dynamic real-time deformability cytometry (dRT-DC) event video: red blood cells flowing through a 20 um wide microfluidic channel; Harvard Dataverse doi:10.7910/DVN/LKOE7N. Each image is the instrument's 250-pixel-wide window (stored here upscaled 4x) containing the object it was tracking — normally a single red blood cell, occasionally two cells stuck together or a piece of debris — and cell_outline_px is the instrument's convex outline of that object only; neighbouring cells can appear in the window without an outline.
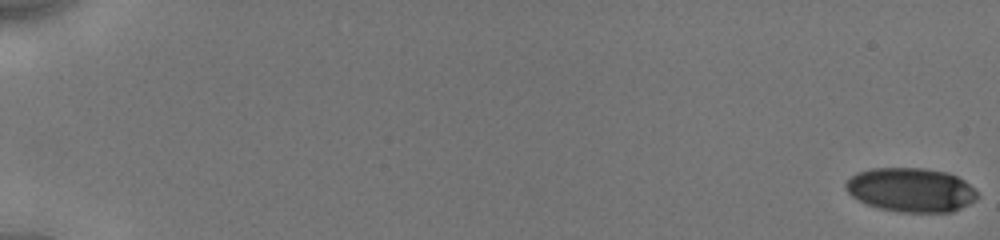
{"species": "human", "species_latin": "Homo sapiens", "temperature_condition": "cold", "stored_images_in_passage": 55, "camera_frame_rate_fps": 3000, "um_per_image_px": 0.085, "donor": {"sex": "male"}, "frame": {"image": 1, "passage_image": 1, "time_ms": 0.0, "image_size_px": [1000, 240], "cell_outline_px": [[980, 196], [976, 200], [952, 212], [900, 212], [880, 208], [868, 204], [852, 196], [844, 188], [844, 184], [856, 172], [872, 168], [924, 168], [948, 172], [964, 180]], "centroid_in_image_um": [77.43, 16.13], "position_along_channel_um": 7.6, "area_um2": 33.76}}
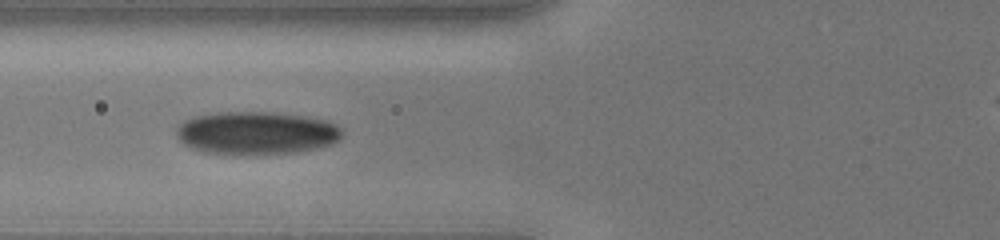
{"frame": {"image": 2, "passage_image": 41, "time_ms": 7.667, "image_size_px": [1000, 240], "cell_outline_px": [[344, 132], [340, 140], [332, 144], [320, 148], [296, 152], [256, 156], [232, 156], [200, 152], [184, 144], [176, 136], [176, 128], [184, 120], [192, 116], [216, 112], [276, 112], [308, 116], [328, 120], [344, 128]], "centroid_in_image_um": [21.82, 11.33], "position_along_channel_um": 104.0, "area_um2": 43.12}}
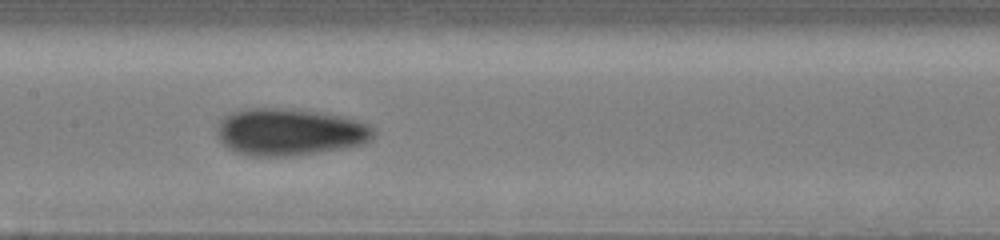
{"frame": {"image": 3, "passage_image": 54, "time_ms": 9.667, "image_size_px": [1000, 240], "cell_outline_px": [[372, 136], [364, 144], [292, 156], [252, 156], [236, 152], [228, 148], [220, 140], [216, 132], [216, 128], [220, 116], [232, 112], [248, 108], [276, 108], [312, 112], [340, 116], [356, 120], [372, 128]], "centroid_in_image_um": [24.5, 11.22], "position_along_channel_um": 182.9, "area_um2": 42.31}}